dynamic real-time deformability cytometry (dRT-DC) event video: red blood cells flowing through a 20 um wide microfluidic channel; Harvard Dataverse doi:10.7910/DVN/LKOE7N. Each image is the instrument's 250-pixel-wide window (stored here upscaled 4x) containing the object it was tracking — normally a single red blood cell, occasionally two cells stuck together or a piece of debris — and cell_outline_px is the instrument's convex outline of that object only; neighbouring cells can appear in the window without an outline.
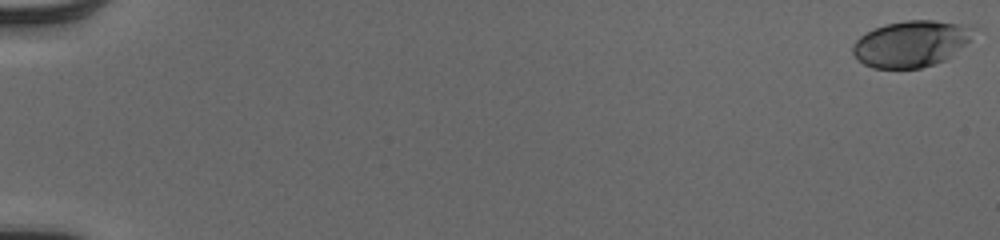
{"species": "human", "species_latin": "Homo sapiens", "temperature_condition": "cold", "stored_images_in_passage": 53, "camera_frame_rate_fps": 3000, "um_per_image_px": 0.085, "donor": {"sex": "male"}, "frame": {"image": 1, "passage_image": 1, "time_ms": 0.0, "image_size_px": [1000, 240], "cell_outline_px": [[980, 28], [964, 44], [944, 60], [920, 68], [872, 68], [864, 64], [852, 52], [852, 48], [856, 40], [860, 36], [884, 24], [904, 20], [932, 20], [960, 24]], "centroid_in_image_um": [77.44, 3.7], "position_along_channel_um": 7.6, "area_um2": 32.19}}
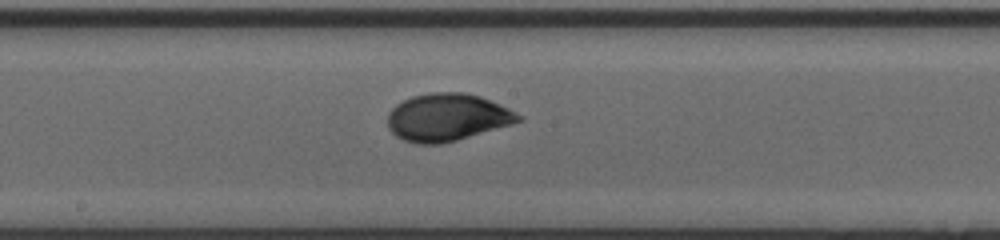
{"frame": {"image": 2, "passage_image": 31, "time_ms": 10.0, "image_size_px": [1000, 240], "cell_outline_px": [[524, 120], [512, 124], [456, 140], [440, 144], [416, 144], [404, 140], [396, 136], [388, 128], [388, 112], [396, 104], [412, 96], [428, 92], [464, 92], [480, 96], [500, 104], [524, 116]], "centroid_in_image_um": [38.02, 9.96], "position_along_channel_um": 210.2, "area_um2": 36.3}}
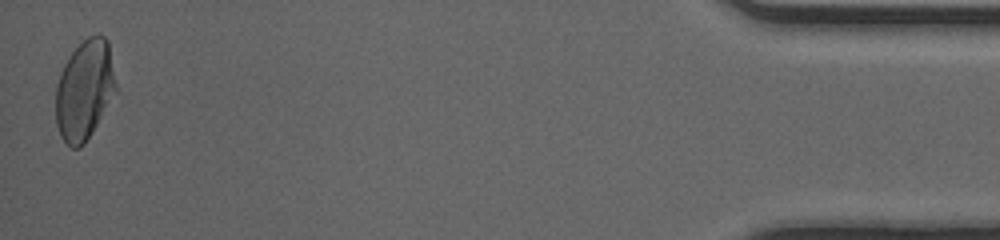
{"frame": {"image": 3, "passage_image": 53, "time_ms": 17.333, "image_size_px": [1000, 240], "cell_outline_px": [[116, 92], [92, 132], [84, 144], [80, 148], [72, 148], [60, 136], [56, 124], [56, 84], [60, 72], [68, 56], [88, 36], [104, 36], [108, 40], [116, 84]], "centroid_in_image_um": [7.17, 7.66], "position_along_channel_um": 428.0, "area_um2": 34.8}, "authors_computed_cell_mechanics": {"area_um2": 34.102, "velocity_mm_per_s": 4.0514, "shape_relaxation_time_tau1_ms": 3.2367, "shape_relaxation_time_tau2_ms": null, "deformation_change_tau1": 0.1579, "deformation_change_tau2": null}}